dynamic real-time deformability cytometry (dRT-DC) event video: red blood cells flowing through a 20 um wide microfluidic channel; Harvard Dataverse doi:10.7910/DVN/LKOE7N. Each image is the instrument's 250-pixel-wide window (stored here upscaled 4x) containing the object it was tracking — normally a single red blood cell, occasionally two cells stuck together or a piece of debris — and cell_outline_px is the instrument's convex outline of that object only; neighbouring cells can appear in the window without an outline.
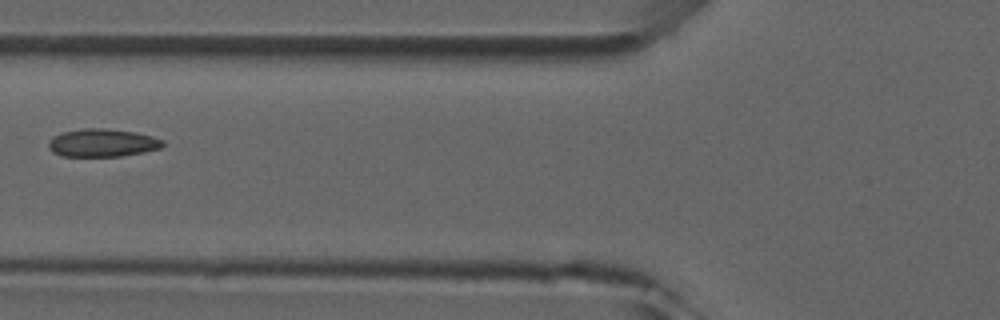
{"species": "common noctule bat (a hibernating species)", "species_latin": "Nyctalus noctula", "temperature_condition": "room temperature", "stored_images_in_passage": 6, "camera_frame_rate_fps": 3000, "um_per_image_px": 0.085, "animal": {"sex": "male", "forearm_length_mm": 52.5}, "frame": {"image": 1, "passage_image": 6, "time_ms": 5.667, "image_size_px": [1000, 320], "cell_outline_px": [[164, 144], [160, 148], [144, 152], [120, 156], [64, 156], [52, 152], [48, 148], [48, 140], [52, 136], [60, 132], [84, 128], [104, 128], [136, 132], [152, 136], [164, 140]], "centroid_in_image_um": [8.67, 12.13], "position_along_channel_um": 117.1, "area_um2": 18.79}}